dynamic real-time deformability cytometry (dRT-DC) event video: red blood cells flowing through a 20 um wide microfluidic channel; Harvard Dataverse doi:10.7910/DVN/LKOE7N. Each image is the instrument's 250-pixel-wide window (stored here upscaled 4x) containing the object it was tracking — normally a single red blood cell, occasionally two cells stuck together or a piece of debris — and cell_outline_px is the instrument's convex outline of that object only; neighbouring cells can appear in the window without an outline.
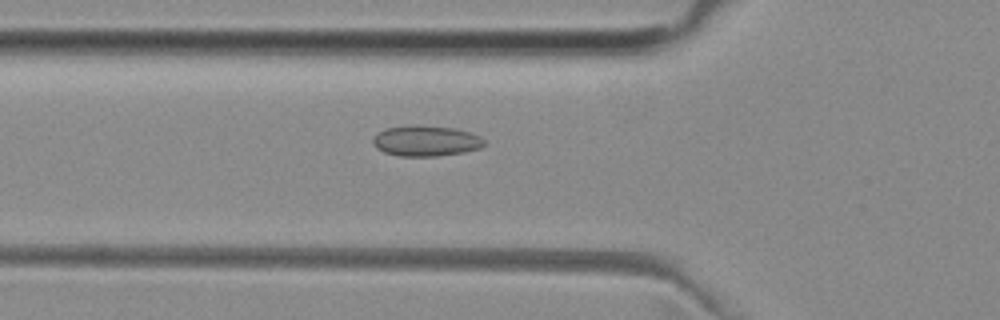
{"species": "common noctule bat (a hibernating species)", "species_latin": "Nyctalus noctula", "temperature_condition": "room temperature", "stored_images_in_passage": 37, "camera_frame_rate_fps": 3000, "um_per_image_px": 0.085, "animal": {"sex": "female", "body_mass_g": 29.2, "forearm_length_mm": 56.3}, "frame": {"image": 1, "passage_image": 11, "time_ms": 3.333, "image_size_px": [1000, 320], "cell_outline_px": [[484, 144], [480, 148], [464, 152], [436, 156], [400, 156], [384, 152], [376, 148], [372, 144], [372, 140], [376, 132], [388, 128], [408, 124], [416, 124], [452, 128], [468, 132], [480, 136], [484, 140]], "centroid_in_image_um": [36.15, 11.96], "position_along_channel_um": 89.7, "area_um2": 20.0}}
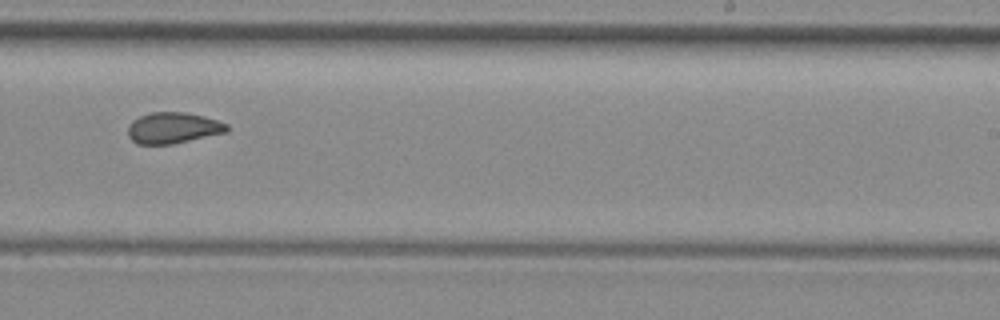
{"frame": {"image": 2, "passage_image": 25, "time_ms": 8.0, "image_size_px": [1000, 320], "cell_outline_px": [[228, 132], [172, 144], [136, 144], [128, 136], [128, 128], [132, 120], [140, 116], [152, 112], [184, 112], [216, 120], [228, 124]], "centroid_in_image_um": [14.69, 10.88], "position_along_channel_um": 274.3, "area_um2": 17.8}}
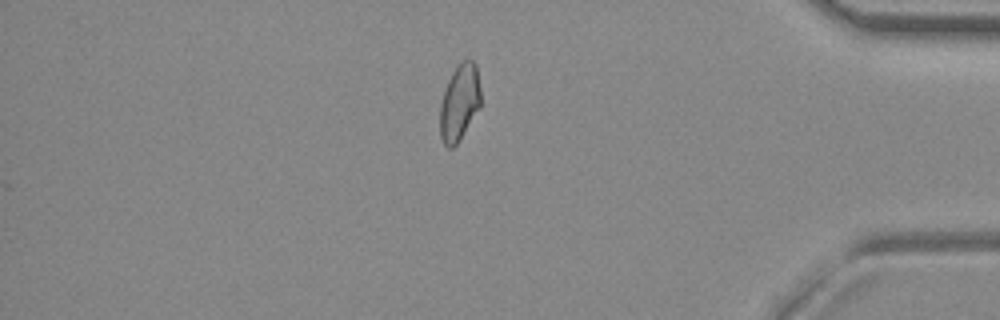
{"frame": {"image": 3, "passage_image": 37, "time_ms": 12.0, "image_size_px": [1000, 320], "cell_outline_px": [[480, 108], [456, 144], [452, 148], [448, 148], [444, 144], [440, 136], [440, 104], [448, 80], [452, 72], [464, 60], [472, 60], [476, 64], [480, 88]], "centroid_in_image_um": [39.05, 8.72], "position_along_channel_um": 396.1, "area_um2": 17.92}, "authors_computed_cell_mechanics": {"area_um2": 18.4382, "velocity_mm_per_s": 3.9589, "shape_relaxation_time_tau1_ms": null, "shape_relaxation_time_tau2_ms": 1.6528, "deformation_change_tau1": null, "deformation_change_tau2": 0.0771}}